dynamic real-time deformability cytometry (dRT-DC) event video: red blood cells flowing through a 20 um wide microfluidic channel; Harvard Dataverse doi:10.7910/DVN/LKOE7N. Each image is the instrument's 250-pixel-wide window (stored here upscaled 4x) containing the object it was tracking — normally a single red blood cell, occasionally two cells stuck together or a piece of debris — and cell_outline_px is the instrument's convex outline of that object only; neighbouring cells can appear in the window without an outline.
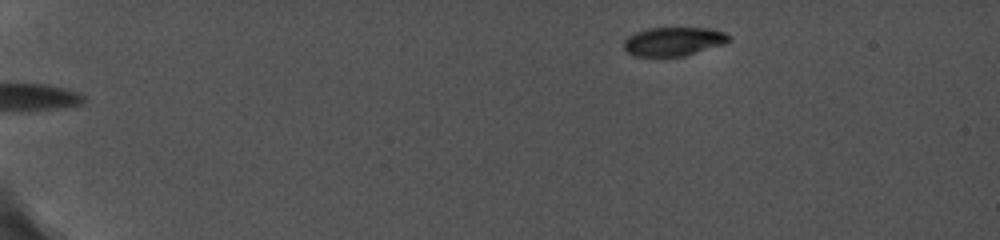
{"species": "common noctule bat (a hibernating species)", "species_latin": "Nyctalus noctula", "temperature_condition": "cold", "stored_images_in_passage": 12, "camera_frame_rate_fps": 5000, "um_per_image_px": 0.085, "animal": {"sex": "female", "body_mass_g": 19.0, "forearm_length_mm": 56.7}, "frame": {"image": 1, "passage_image": 3, "time_ms": 1.8, "image_size_px": [1000, 240], "cell_outline_px": [[732, 40], [724, 44], [684, 56], [636, 56], [628, 52], [624, 48], [624, 40], [628, 36], [636, 32], [648, 28], [712, 28], [724, 32]], "centroid_in_image_um": [57.26, 3.52], "position_along_channel_um": 27.7, "area_um2": 17.57}}
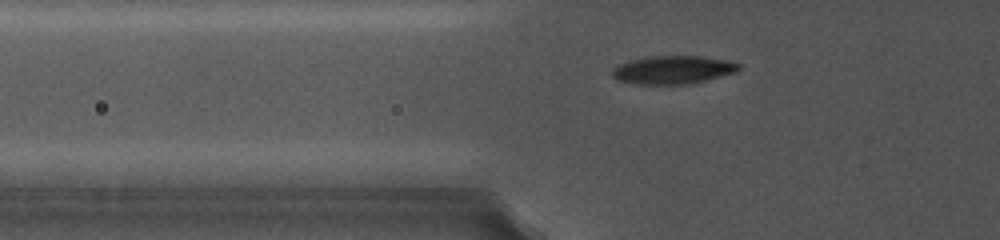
{"frame": {"image": 2, "passage_image": 8, "time_ms": 5.8, "image_size_px": [1000, 240], "cell_outline_px": [[740, 68], [736, 72], [688, 84], [632, 84], [616, 80], [612, 76], [612, 68], [628, 60], [644, 56], [700, 56], [728, 60], [740, 64]], "centroid_in_image_um": [57.14, 5.93], "position_along_channel_um": 68.7, "area_um2": 20.92}}
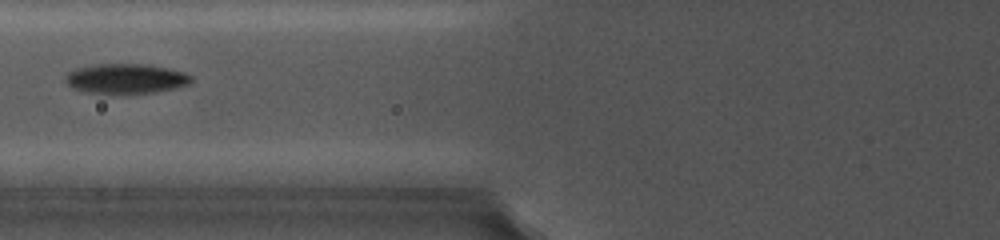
{"frame": {"image": 3, "passage_image": 10, "time_ms": 7.2, "image_size_px": [1000, 240], "cell_outline_px": [[192, 80], [188, 84], [176, 88], [156, 92], [128, 96], [112, 96], [88, 92], [72, 88], [64, 80], [64, 76], [68, 72], [76, 68], [92, 64], [148, 64], [168, 68], [184, 72], [192, 76]], "centroid_in_image_um": [10.67, 6.72], "position_along_channel_um": 115.1, "area_um2": 22.89}}